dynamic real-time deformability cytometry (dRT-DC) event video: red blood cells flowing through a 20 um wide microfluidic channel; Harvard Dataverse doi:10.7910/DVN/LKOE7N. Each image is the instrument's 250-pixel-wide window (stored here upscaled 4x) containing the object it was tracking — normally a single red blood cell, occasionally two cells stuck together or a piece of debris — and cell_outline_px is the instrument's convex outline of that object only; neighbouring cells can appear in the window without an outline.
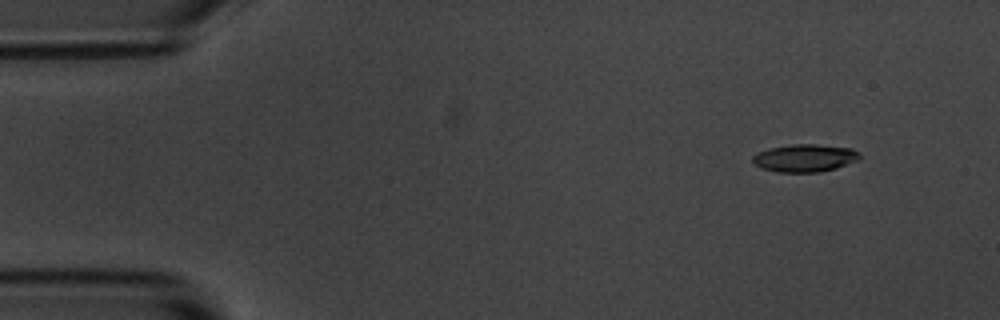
{"species": "common noctule bat (a hibernating species)", "species_latin": "Nyctalus noctula", "temperature_condition": "room temperature", "stored_images_in_passage": 52, "camera_frame_rate_fps": 3000, "um_per_image_px": 0.085, "animal": {"sex": "male", "body_mass_g": 20.1, "forearm_length_mm": 53.5}, "frame": {"image": 1, "passage_image": 1, "time_ms": 0.0, "image_size_px": [1000, 320], "cell_outline_px": [[860, 160], [836, 168], [820, 172], [776, 172], [760, 168], [752, 164], [752, 156], [756, 152], [768, 148], [792, 144], [816, 144], [852, 148], [860, 152]], "centroid_in_image_um": [68.38, 13.43], "position_along_channel_um": 16.6, "area_um2": 17.63}}
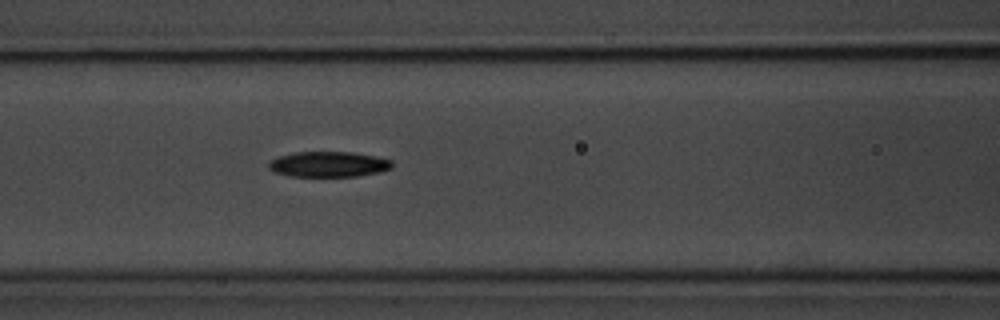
{"frame": {"image": 2, "passage_image": 19, "time_ms": 6.0, "image_size_px": [1000, 320], "cell_outline_px": [[392, 168], [380, 172], [356, 176], [288, 176], [272, 172], [268, 168], [268, 164], [272, 160], [280, 156], [296, 152], [352, 152], [376, 156], [392, 160]], "centroid_in_image_um": [27.93, 13.96], "position_along_channel_um": 138.7, "area_um2": 18.32}}
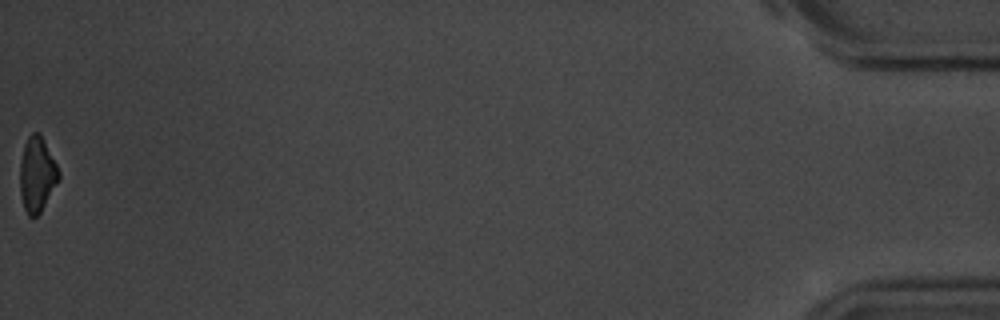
{"frame": {"image": 3, "passage_image": 52, "time_ms": 17.0, "image_size_px": [1000, 320], "cell_outline_px": [[60, 180], [40, 212], [36, 216], [28, 216], [24, 208], [20, 192], [20, 160], [24, 144], [28, 136], [32, 132], [40, 132], [60, 172]], "centroid_in_image_um": [3.15, 14.81], "position_along_channel_um": 432.1, "area_um2": 16.99}, "authors_computed_cell_mechanics": {"area_um2": 18.1492, "velocity_mm_per_s": 3.5869, "shape_relaxation_time_tau1_ms": 3.0779, "shape_relaxation_time_tau2_ms": null, "deformation_change_tau1": 0.1367, "deformation_change_tau2": null}}